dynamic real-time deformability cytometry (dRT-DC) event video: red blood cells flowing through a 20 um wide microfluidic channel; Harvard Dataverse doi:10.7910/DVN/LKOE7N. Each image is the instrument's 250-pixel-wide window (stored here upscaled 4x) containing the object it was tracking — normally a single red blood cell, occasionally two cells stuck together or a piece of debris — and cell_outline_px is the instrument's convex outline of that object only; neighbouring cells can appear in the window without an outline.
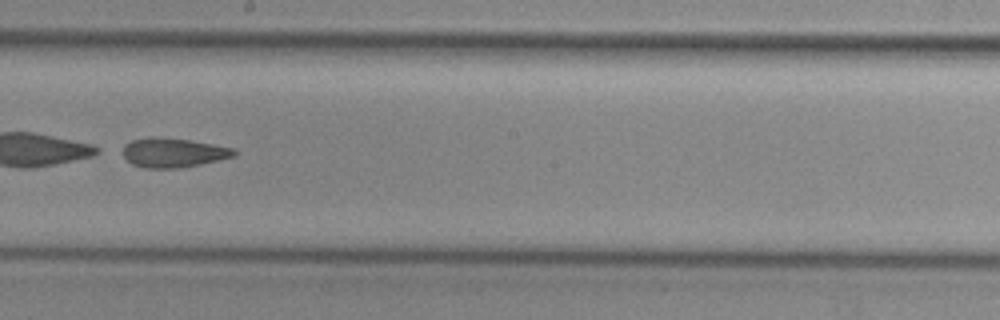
{"species": "common noctule bat (a hibernating species)", "species_latin": "Nyctalus noctula", "temperature_condition": "cold", "stored_images_in_passage": 35, "camera_frame_rate_fps": 3000, "um_per_image_px": 0.085, "animal": {"sex": "female", "body_mass_g": 29.2, "forearm_length_mm": 56.3}, "frame": {"image": 1, "passage_image": 27, "time_ms": 8.667, "image_size_px": [1000, 320], "cell_outline_px": [[236, 156], [200, 164], [180, 168], [144, 168], [132, 164], [124, 156], [124, 144], [132, 140], [148, 136], [156, 136], [188, 140], [236, 148]], "centroid_in_image_um": [14.73, 12.97], "position_along_channel_um": 233.5, "area_um2": 19.07}}